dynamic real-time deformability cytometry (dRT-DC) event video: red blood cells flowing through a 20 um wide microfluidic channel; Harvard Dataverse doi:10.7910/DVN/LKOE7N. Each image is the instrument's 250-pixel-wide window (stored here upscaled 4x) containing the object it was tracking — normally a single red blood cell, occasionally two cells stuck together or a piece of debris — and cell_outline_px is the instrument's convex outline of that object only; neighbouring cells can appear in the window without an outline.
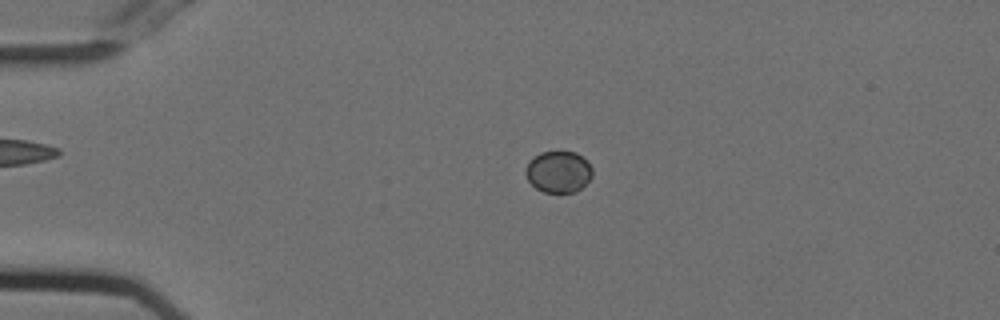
{"species": "Egyptian fruit bat (a non-hibernating species)", "species_latin": "Rousettus aegyptiacus", "temperature_condition": "cold", "stored_images_in_passage": 55, "camera_frame_rate_fps": 3000, "um_per_image_px": 0.085, "animal": {"sex": "female"}, "frame": {"image": 1, "passage_image": 13, "time_ms": 4.0, "image_size_px": [1000, 320], "cell_outline_px": [[592, 176], [576, 192], [544, 192], [536, 188], [528, 180], [524, 172], [524, 168], [540, 152], [576, 152], [588, 160], [592, 168]], "centroid_in_image_um": [47.48, 14.6], "position_along_channel_um": 37.5, "area_um2": 16.07}}
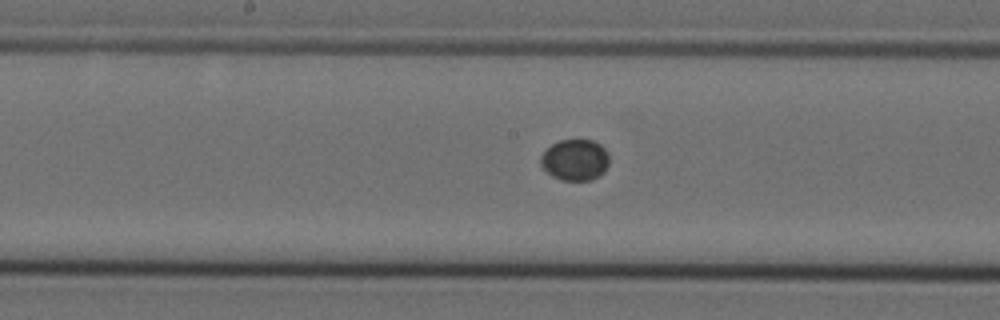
{"frame": {"image": 2, "passage_image": 29, "time_ms": 9.333, "image_size_px": [1000, 320], "cell_outline_px": [[608, 164], [604, 172], [600, 176], [592, 180], [560, 180], [552, 176], [540, 164], [540, 156], [552, 144], [560, 140], [592, 140], [600, 144], [608, 152]], "centroid_in_image_um": [48.89, 13.6], "position_along_channel_um": 199.3, "area_um2": 16.47}}
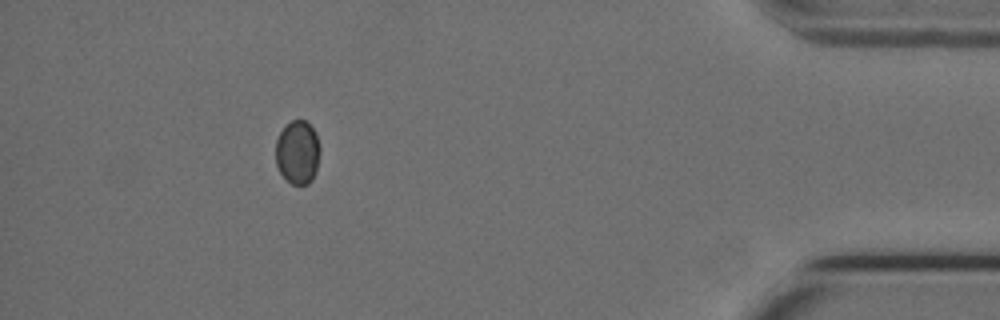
{"frame": {"image": 3, "passage_image": 50, "time_ms": 16.333, "image_size_px": [1000, 320], "cell_outline_px": [[320, 152], [316, 172], [312, 180], [308, 184], [292, 184], [280, 172], [276, 164], [276, 140], [280, 132], [292, 120], [304, 120], [316, 132], [320, 148]], "centroid_in_image_um": [25.31, 12.95], "position_along_channel_um": 409.9, "area_um2": 16.36}}